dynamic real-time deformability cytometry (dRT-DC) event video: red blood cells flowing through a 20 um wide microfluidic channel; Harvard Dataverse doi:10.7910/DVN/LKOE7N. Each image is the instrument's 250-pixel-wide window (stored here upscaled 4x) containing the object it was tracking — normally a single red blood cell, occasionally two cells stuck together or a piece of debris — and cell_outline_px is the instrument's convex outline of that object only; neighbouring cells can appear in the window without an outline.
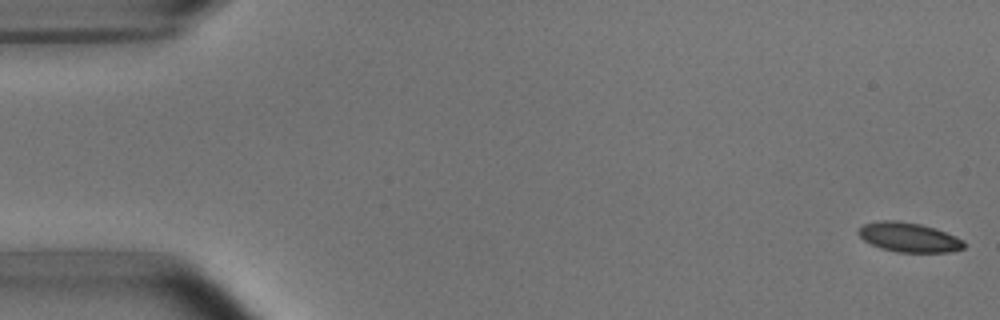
{"species": "common noctule bat (a hibernating species)", "species_latin": "Nyctalus noctula", "temperature_condition": "room temperature", "stored_images_in_passage": 11, "camera_frame_rate_fps": 3000, "um_per_image_px": 0.085, "animal": {"sex": "male", "body_mass_g": 15.6}, "frame": {"image": 1, "passage_image": 1, "time_ms": 0.0, "image_size_px": [1000, 320], "cell_outline_px": [[964, 248], [948, 252], [896, 252], [880, 248], [864, 240], [856, 232], [864, 224], [880, 220], [896, 220], [920, 224], [956, 236], [964, 240]], "centroid_in_image_um": [77.23, 20.17], "position_along_channel_um": 7.8, "area_um2": 17.98}}